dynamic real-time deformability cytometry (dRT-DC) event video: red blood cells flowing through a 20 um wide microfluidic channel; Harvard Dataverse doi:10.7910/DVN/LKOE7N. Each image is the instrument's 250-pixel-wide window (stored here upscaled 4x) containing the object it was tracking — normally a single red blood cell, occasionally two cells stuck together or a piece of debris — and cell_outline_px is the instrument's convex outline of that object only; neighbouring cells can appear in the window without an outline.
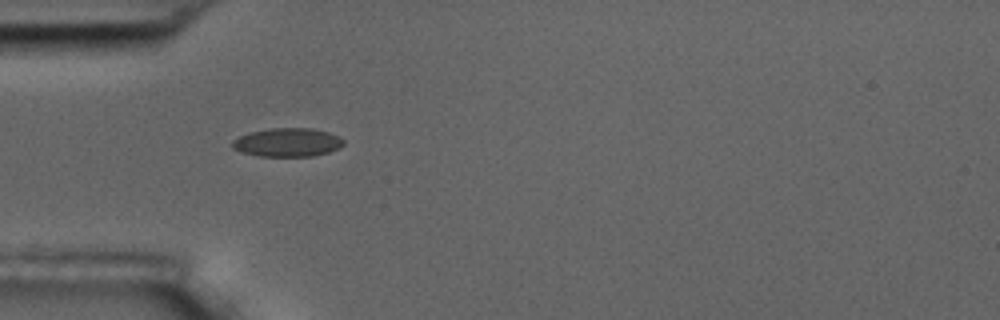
{"species": "common noctule bat (a hibernating species)", "species_latin": "Nyctalus noctula", "temperature_condition": "room temperature", "stored_images_in_passage": 7, "camera_frame_rate_fps": 3000, "um_per_image_px": 0.085, "animal": {"sex": "male", "body_mass_g": 17.5, "forearm_length_mm": 52.3}, "frame": {"image": 1, "passage_image": 6, "time_ms": 6.0, "image_size_px": [1000, 320], "cell_outline_px": [[344, 144], [328, 152], [312, 156], [256, 156], [240, 152], [232, 148], [232, 140], [248, 132], [268, 128], [312, 128], [328, 132], [340, 136], [344, 140]], "centroid_in_image_um": [24.4, 12.09], "position_along_channel_um": 60.6, "area_um2": 18.67}}